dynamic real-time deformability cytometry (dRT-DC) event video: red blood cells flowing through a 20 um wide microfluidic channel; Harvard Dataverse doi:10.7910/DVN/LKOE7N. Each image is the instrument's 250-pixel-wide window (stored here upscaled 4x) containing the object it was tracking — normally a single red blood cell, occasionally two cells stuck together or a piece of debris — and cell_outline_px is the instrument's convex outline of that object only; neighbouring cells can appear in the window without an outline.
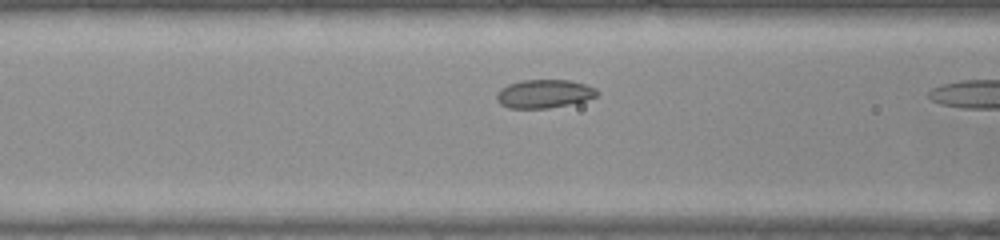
{"species": "common noctule bat (a hibernating species)", "species_latin": "Nyctalus noctula", "temperature_condition": "warm", "stored_images_in_passage": 9, "camera_frame_rate_fps": 3000, "um_per_image_px": 0.085, "animal": {"sex": "female", "body_mass_g": 22.0, "forearm_length_mm": 56.7}, "frame": {"image": 1, "passage_image": 8, "time_ms": 2.333, "image_size_px": [1000, 240], "cell_outline_px": [[600, 92], [596, 96], [584, 100], [568, 104], [548, 108], [508, 108], [500, 104], [496, 100], [496, 92], [500, 88], [508, 84], [524, 80], [568, 80], [584, 84], [596, 88]], "centroid_in_image_um": [46.21, 7.97], "position_along_channel_um": 120.4, "area_um2": 16.59}}